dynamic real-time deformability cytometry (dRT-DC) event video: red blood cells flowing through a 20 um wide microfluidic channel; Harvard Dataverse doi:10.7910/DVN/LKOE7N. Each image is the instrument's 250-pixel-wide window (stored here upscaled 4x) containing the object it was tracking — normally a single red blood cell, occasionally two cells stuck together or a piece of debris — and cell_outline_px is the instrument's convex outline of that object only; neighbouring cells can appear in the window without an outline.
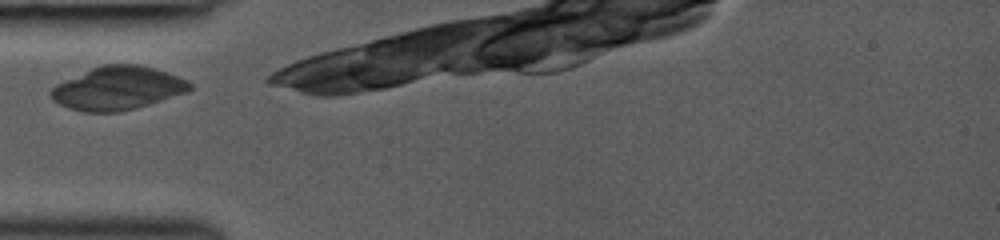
{"species": "common noctule bat (a hibernating species)", "species_latin": "Nyctalus noctula", "temperature_condition": "room temperature", "stored_images_in_passage": 18, "camera_frame_rate_fps": 3000, "um_per_image_px": 0.085, "animal": {"sex": "female", "body_mass_g": 19.0, "forearm_length_mm": 53.3}, "frame": {"image": 1, "passage_image": 1, "time_ms": 0.0, "image_size_px": [1000, 240], "cell_outline_px": [[192, 88], [188, 92], [148, 104], [120, 112], [84, 112], [68, 108], [52, 100], [48, 92], [56, 84], [100, 64], [136, 64], [152, 68], [188, 80], [192, 84]], "centroid_in_image_um": [9.97, 7.5], "position_along_channel_um": 75.0, "area_um2": 34.91}}